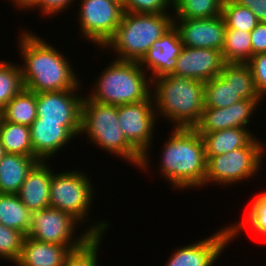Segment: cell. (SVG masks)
Listing matches in <instances>:
<instances>
[{
    "mask_svg": "<svg viewBox=\"0 0 266 266\" xmlns=\"http://www.w3.org/2000/svg\"><path fill=\"white\" fill-rule=\"evenodd\" d=\"M23 31L18 47L24 60L19 65L24 88L35 93L81 89L70 61L40 36Z\"/></svg>",
    "mask_w": 266,
    "mask_h": 266,
    "instance_id": "1",
    "label": "cell"
},
{
    "mask_svg": "<svg viewBox=\"0 0 266 266\" xmlns=\"http://www.w3.org/2000/svg\"><path fill=\"white\" fill-rule=\"evenodd\" d=\"M163 145L160 171L177 189L204 187L207 170L205 144L194 128H174Z\"/></svg>",
    "mask_w": 266,
    "mask_h": 266,
    "instance_id": "2",
    "label": "cell"
},
{
    "mask_svg": "<svg viewBox=\"0 0 266 266\" xmlns=\"http://www.w3.org/2000/svg\"><path fill=\"white\" fill-rule=\"evenodd\" d=\"M151 81L157 117L164 116L174 128H194L205 108L204 82L172 75Z\"/></svg>",
    "mask_w": 266,
    "mask_h": 266,
    "instance_id": "3",
    "label": "cell"
},
{
    "mask_svg": "<svg viewBox=\"0 0 266 266\" xmlns=\"http://www.w3.org/2000/svg\"><path fill=\"white\" fill-rule=\"evenodd\" d=\"M171 14L124 12L114 35L102 47L114 50L118 60L140 62L152 44L173 26Z\"/></svg>",
    "mask_w": 266,
    "mask_h": 266,
    "instance_id": "4",
    "label": "cell"
},
{
    "mask_svg": "<svg viewBox=\"0 0 266 266\" xmlns=\"http://www.w3.org/2000/svg\"><path fill=\"white\" fill-rule=\"evenodd\" d=\"M139 62L114 59L97 76L89 99L102 104L123 105L146 100L152 81Z\"/></svg>",
    "mask_w": 266,
    "mask_h": 266,
    "instance_id": "5",
    "label": "cell"
},
{
    "mask_svg": "<svg viewBox=\"0 0 266 266\" xmlns=\"http://www.w3.org/2000/svg\"><path fill=\"white\" fill-rule=\"evenodd\" d=\"M83 132L95 146L140 167L142 155L126 140L118 123V105L95 102L86 95L81 108L80 133Z\"/></svg>",
    "mask_w": 266,
    "mask_h": 266,
    "instance_id": "6",
    "label": "cell"
},
{
    "mask_svg": "<svg viewBox=\"0 0 266 266\" xmlns=\"http://www.w3.org/2000/svg\"><path fill=\"white\" fill-rule=\"evenodd\" d=\"M76 225H79V222L69 213L47 207L32 213L27 236L46 243L82 246L91 236L105 235V231L110 227L106 221H96L95 224L92 222L85 231L79 233V237L76 235L75 239Z\"/></svg>",
    "mask_w": 266,
    "mask_h": 266,
    "instance_id": "7",
    "label": "cell"
},
{
    "mask_svg": "<svg viewBox=\"0 0 266 266\" xmlns=\"http://www.w3.org/2000/svg\"><path fill=\"white\" fill-rule=\"evenodd\" d=\"M265 146L254 137L245 147L210 157L207 160L204 186L212 183L229 187L232 183L234 185L252 179L261 171Z\"/></svg>",
    "mask_w": 266,
    "mask_h": 266,
    "instance_id": "8",
    "label": "cell"
},
{
    "mask_svg": "<svg viewBox=\"0 0 266 266\" xmlns=\"http://www.w3.org/2000/svg\"><path fill=\"white\" fill-rule=\"evenodd\" d=\"M83 172L84 170L61 173L53 171L50 184V207L69 213L80 224L90 221L88 212L93 196L96 197L93 193L94 185Z\"/></svg>",
    "mask_w": 266,
    "mask_h": 266,
    "instance_id": "9",
    "label": "cell"
},
{
    "mask_svg": "<svg viewBox=\"0 0 266 266\" xmlns=\"http://www.w3.org/2000/svg\"><path fill=\"white\" fill-rule=\"evenodd\" d=\"M157 114L152 94L143 101L118 105V123L126 140L142 155L140 170L150 167L149 151ZM149 159V160H148Z\"/></svg>",
    "mask_w": 266,
    "mask_h": 266,
    "instance_id": "10",
    "label": "cell"
},
{
    "mask_svg": "<svg viewBox=\"0 0 266 266\" xmlns=\"http://www.w3.org/2000/svg\"><path fill=\"white\" fill-rule=\"evenodd\" d=\"M78 20L80 34L102 48L114 35L124 14L118 0H81Z\"/></svg>",
    "mask_w": 266,
    "mask_h": 266,
    "instance_id": "11",
    "label": "cell"
},
{
    "mask_svg": "<svg viewBox=\"0 0 266 266\" xmlns=\"http://www.w3.org/2000/svg\"><path fill=\"white\" fill-rule=\"evenodd\" d=\"M77 91L79 92V89L36 93L37 118L61 122L75 137L81 135L84 95L77 94Z\"/></svg>",
    "mask_w": 266,
    "mask_h": 266,
    "instance_id": "12",
    "label": "cell"
},
{
    "mask_svg": "<svg viewBox=\"0 0 266 266\" xmlns=\"http://www.w3.org/2000/svg\"><path fill=\"white\" fill-rule=\"evenodd\" d=\"M232 242L231 228L223 227L210 237L179 247L171 253L165 266H214L227 245Z\"/></svg>",
    "mask_w": 266,
    "mask_h": 266,
    "instance_id": "13",
    "label": "cell"
},
{
    "mask_svg": "<svg viewBox=\"0 0 266 266\" xmlns=\"http://www.w3.org/2000/svg\"><path fill=\"white\" fill-rule=\"evenodd\" d=\"M173 25L178 31L183 47L222 51L226 30L222 15L198 19L174 18Z\"/></svg>",
    "mask_w": 266,
    "mask_h": 266,
    "instance_id": "14",
    "label": "cell"
},
{
    "mask_svg": "<svg viewBox=\"0 0 266 266\" xmlns=\"http://www.w3.org/2000/svg\"><path fill=\"white\" fill-rule=\"evenodd\" d=\"M225 64L222 51L183 47L172 76L207 82L218 76Z\"/></svg>",
    "mask_w": 266,
    "mask_h": 266,
    "instance_id": "15",
    "label": "cell"
},
{
    "mask_svg": "<svg viewBox=\"0 0 266 266\" xmlns=\"http://www.w3.org/2000/svg\"><path fill=\"white\" fill-rule=\"evenodd\" d=\"M262 99H242L225 108L205 107L194 129L197 132H214L229 128H248L250 116Z\"/></svg>",
    "mask_w": 266,
    "mask_h": 266,
    "instance_id": "16",
    "label": "cell"
},
{
    "mask_svg": "<svg viewBox=\"0 0 266 266\" xmlns=\"http://www.w3.org/2000/svg\"><path fill=\"white\" fill-rule=\"evenodd\" d=\"M183 44L174 25L147 51L139 62L140 67L151 74V80L172 75Z\"/></svg>",
    "mask_w": 266,
    "mask_h": 266,
    "instance_id": "17",
    "label": "cell"
},
{
    "mask_svg": "<svg viewBox=\"0 0 266 266\" xmlns=\"http://www.w3.org/2000/svg\"><path fill=\"white\" fill-rule=\"evenodd\" d=\"M34 157L38 161H48L75 136L61 122L43 121L36 118L30 126ZM56 154V155H55Z\"/></svg>",
    "mask_w": 266,
    "mask_h": 266,
    "instance_id": "18",
    "label": "cell"
},
{
    "mask_svg": "<svg viewBox=\"0 0 266 266\" xmlns=\"http://www.w3.org/2000/svg\"><path fill=\"white\" fill-rule=\"evenodd\" d=\"M47 161H38L27 174L17 195L33 213L50 207V184L54 171Z\"/></svg>",
    "mask_w": 266,
    "mask_h": 266,
    "instance_id": "19",
    "label": "cell"
},
{
    "mask_svg": "<svg viewBox=\"0 0 266 266\" xmlns=\"http://www.w3.org/2000/svg\"><path fill=\"white\" fill-rule=\"evenodd\" d=\"M81 246H63L25 237L16 266H63L72 250Z\"/></svg>",
    "mask_w": 266,
    "mask_h": 266,
    "instance_id": "20",
    "label": "cell"
},
{
    "mask_svg": "<svg viewBox=\"0 0 266 266\" xmlns=\"http://www.w3.org/2000/svg\"><path fill=\"white\" fill-rule=\"evenodd\" d=\"M37 162L35 157L5 153L0 161V193L17 194Z\"/></svg>",
    "mask_w": 266,
    "mask_h": 266,
    "instance_id": "21",
    "label": "cell"
},
{
    "mask_svg": "<svg viewBox=\"0 0 266 266\" xmlns=\"http://www.w3.org/2000/svg\"><path fill=\"white\" fill-rule=\"evenodd\" d=\"M247 129L229 128L214 132H198L205 144L206 159L245 147L255 137L250 129Z\"/></svg>",
    "mask_w": 266,
    "mask_h": 266,
    "instance_id": "22",
    "label": "cell"
},
{
    "mask_svg": "<svg viewBox=\"0 0 266 266\" xmlns=\"http://www.w3.org/2000/svg\"><path fill=\"white\" fill-rule=\"evenodd\" d=\"M32 213L17 194L0 193V223L26 236L30 229Z\"/></svg>",
    "mask_w": 266,
    "mask_h": 266,
    "instance_id": "23",
    "label": "cell"
},
{
    "mask_svg": "<svg viewBox=\"0 0 266 266\" xmlns=\"http://www.w3.org/2000/svg\"><path fill=\"white\" fill-rule=\"evenodd\" d=\"M0 143L5 153L34 157L29 126L3 119L0 127Z\"/></svg>",
    "mask_w": 266,
    "mask_h": 266,
    "instance_id": "24",
    "label": "cell"
},
{
    "mask_svg": "<svg viewBox=\"0 0 266 266\" xmlns=\"http://www.w3.org/2000/svg\"><path fill=\"white\" fill-rule=\"evenodd\" d=\"M5 121L31 126L37 118L36 93L23 88L3 108Z\"/></svg>",
    "mask_w": 266,
    "mask_h": 266,
    "instance_id": "25",
    "label": "cell"
},
{
    "mask_svg": "<svg viewBox=\"0 0 266 266\" xmlns=\"http://www.w3.org/2000/svg\"><path fill=\"white\" fill-rule=\"evenodd\" d=\"M231 83L241 99H262L257 92L250 67L246 63H226L219 74Z\"/></svg>",
    "mask_w": 266,
    "mask_h": 266,
    "instance_id": "26",
    "label": "cell"
},
{
    "mask_svg": "<svg viewBox=\"0 0 266 266\" xmlns=\"http://www.w3.org/2000/svg\"><path fill=\"white\" fill-rule=\"evenodd\" d=\"M251 34L248 31L225 30L222 56L225 63H247L252 57Z\"/></svg>",
    "mask_w": 266,
    "mask_h": 266,
    "instance_id": "27",
    "label": "cell"
},
{
    "mask_svg": "<svg viewBox=\"0 0 266 266\" xmlns=\"http://www.w3.org/2000/svg\"><path fill=\"white\" fill-rule=\"evenodd\" d=\"M242 100L220 75L204 82V107L225 108Z\"/></svg>",
    "mask_w": 266,
    "mask_h": 266,
    "instance_id": "28",
    "label": "cell"
},
{
    "mask_svg": "<svg viewBox=\"0 0 266 266\" xmlns=\"http://www.w3.org/2000/svg\"><path fill=\"white\" fill-rule=\"evenodd\" d=\"M223 0H178L171 10L174 18L198 19L221 15Z\"/></svg>",
    "mask_w": 266,
    "mask_h": 266,
    "instance_id": "29",
    "label": "cell"
},
{
    "mask_svg": "<svg viewBox=\"0 0 266 266\" xmlns=\"http://www.w3.org/2000/svg\"><path fill=\"white\" fill-rule=\"evenodd\" d=\"M247 214L246 217H243L245 219H242L240 222L230 224L232 241L247 225L248 227H252L251 229H254L260 237L262 235L263 237L266 236V191L253 198Z\"/></svg>",
    "mask_w": 266,
    "mask_h": 266,
    "instance_id": "30",
    "label": "cell"
},
{
    "mask_svg": "<svg viewBox=\"0 0 266 266\" xmlns=\"http://www.w3.org/2000/svg\"><path fill=\"white\" fill-rule=\"evenodd\" d=\"M221 15L228 29L251 32L259 23L249 8L232 0H223Z\"/></svg>",
    "mask_w": 266,
    "mask_h": 266,
    "instance_id": "31",
    "label": "cell"
},
{
    "mask_svg": "<svg viewBox=\"0 0 266 266\" xmlns=\"http://www.w3.org/2000/svg\"><path fill=\"white\" fill-rule=\"evenodd\" d=\"M23 88L19 64L0 61V107L4 108Z\"/></svg>",
    "mask_w": 266,
    "mask_h": 266,
    "instance_id": "32",
    "label": "cell"
},
{
    "mask_svg": "<svg viewBox=\"0 0 266 266\" xmlns=\"http://www.w3.org/2000/svg\"><path fill=\"white\" fill-rule=\"evenodd\" d=\"M103 236H91L80 248L72 250L63 266H99L98 250Z\"/></svg>",
    "mask_w": 266,
    "mask_h": 266,
    "instance_id": "33",
    "label": "cell"
},
{
    "mask_svg": "<svg viewBox=\"0 0 266 266\" xmlns=\"http://www.w3.org/2000/svg\"><path fill=\"white\" fill-rule=\"evenodd\" d=\"M26 235L0 223V258L16 263L21 255Z\"/></svg>",
    "mask_w": 266,
    "mask_h": 266,
    "instance_id": "34",
    "label": "cell"
},
{
    "mask_svg": "<svg viewBox=\"0 0 266 266\" xmlns=\"http://www.w3.org/2000/svg\"><path fill=\"white\" fill-rule=\"evenodd\" d=\"M124 12L139 14H169L172 5L168 0H122Z\"/></svg>",
    "mask_w": 266,
    "mask_h": 266,
    "instance_id": "35",
    "label": "cell"
},
{
    "mask_svg": "<svg viewBox=\"0 0 266 266\" xmlns=\"http://www.w3.org/2000/svg\"><path fill=\"white\" fill-rule=\"evenodd\" d=\"M252 72L254 84L260 97H266V52L256 54L246 63Z\"/></svg>",
    "mask_w": 266,
    "mask_h": 266,
    "instance_id": "36",
    "label": "cell"
},
{
    "mask_svg": "<svg viewBox=\"0 0 266 266\" xmlns=\"http://www.w3.org/2000/svg\"><path fill=\"white\" fill-rule=\"evenodd\" d=\"M74 1L75 0H40L37 8H40L38 10L42 12V15L44 14L46 17H51L58 15L59 12L66 11Z\"/></svg>",
    "mask_w": 266,
    "mask_h": 266,
    "instance_id": "37",
    "label": "cell"
},
{
    "mask_svg": "<svg viewBox=\"0 0 266 266\" xmlns=\"http://www.w3.org/2000/svg\"><path fill=\"white\" fill-rule=\"evenodd\" d=\"M252 56L266 52V22H259L250 32Z\"/></svg>",
    "mask_w": 266,
    "mask_h": 266,
    "instance_id": "38",
    "label": "cell"
},
{
    "mask_svg": "<svg viewBox=\"0 0 266 266\" xmlns=\"http://www.w3.org/2000/svg\"><path fill=\"white\" fill-rule=\"evenodd\" d=\"M234 3L249 8L259 22H266V0H232Z\"/></svg>",
    "mask_w": 266,
    "mask_h": 266,
    "instance_id": "39",
    "label": "cell"
},
{
    "mask_svg": "<svg viewBox=\"0 0 266 266\" xmlns=\"http://www.w3.org/2000/svg\"><path fill=\"white\" fill-rule=\"evenodd\" d=\"M13 5L17 6L18 9H23L24 11H26L25 9H32L35 8L37 9V7L39 6L40 0H12L11 2Z\"/></svg>",
    "mask_w": 266,
    "mask_h": 266,
    "instance_id": "40",
    "label": "cell"
},
{
    "mask_svg": "<svg viewBox=\"0 0 266 266\" xmlns=\"http://www.w3.org/2000/svg\"><path fill=\"white\" fill-rule=\"evenodd\" d=\"M4 154L5 152H4L3 146L0 143V161L2 160V157L4 156Z\"/></svg>",
    "mask_w": 266,
    "mask_h": 266,
    "instance_id": "41",
    "label": "cell"
},
{
    "mask_svg": "<svg viewBox=\"0 0 266 266\" xmlns=\"http://www.w3.org/2000/svg\"><path fill=\"white\" fill-rule=\"evenodd\" d=\"M3 119H4V116H3V108L0 107V127H1V124H2Z\"/></svg>",
    "mask_w": 266,
    "mask_h": 266,
    "instance_id": "42",
    "label": "cell"
},
{
    "mask_svg": "<svg viewBox=\"0 0 266 266\" xmlns=\"http://www.w3.org/2000/svg\"><path fill=\"white\" fill-rule=\"evenodd\" d=\"M177 1H178V0H168V2H169L172 6H174V5L176 4Z\"/></svg>",
    "mask_w": 266,
    "mask_h": 266,
    "instance_id": "43",
    "label": "cell"
}]
</instances>
